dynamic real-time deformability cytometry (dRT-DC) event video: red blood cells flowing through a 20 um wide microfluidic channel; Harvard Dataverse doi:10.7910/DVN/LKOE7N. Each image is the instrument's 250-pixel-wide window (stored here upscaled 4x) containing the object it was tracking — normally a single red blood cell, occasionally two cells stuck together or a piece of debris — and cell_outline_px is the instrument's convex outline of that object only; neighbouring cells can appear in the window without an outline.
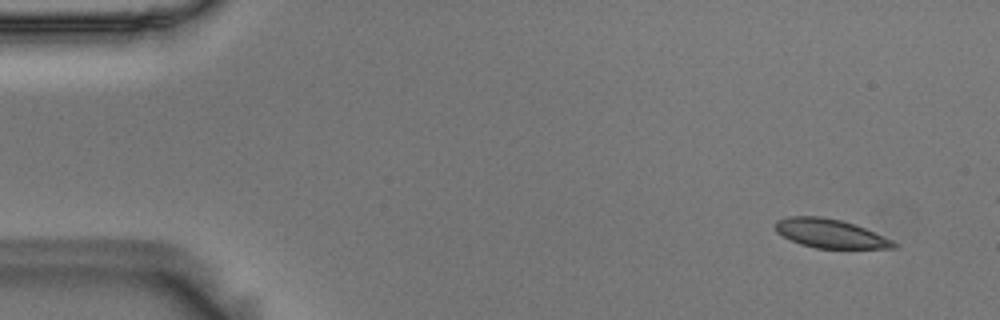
{"species": "Egyptian fruit bat (a non-hibernating species)", "species_latin": "Rousettus aegyptiacus", "temperature_condition": "room temperature", "stored_images_in_passage": 11, "camera_frame_rate_fps": 3000, "um_per_image_px": 0.085, "animal": {"sex": "male"}, "frame": {"image": 1, "passage_image": 1, "time_ms": 0.0, "image_size_px": [1000, 320], "cell_outline_px": [[900, 244], [896, 248], [816, 248], [800, 244], [776, 232], [776, 220], [788, 216], [820, 216], [840, 220], [856, 224], [892, 240]], "centroid_in_image_um": [70.58, 19.84], "position_along_channel_um": 14.4, "area_um2": 19.83}}